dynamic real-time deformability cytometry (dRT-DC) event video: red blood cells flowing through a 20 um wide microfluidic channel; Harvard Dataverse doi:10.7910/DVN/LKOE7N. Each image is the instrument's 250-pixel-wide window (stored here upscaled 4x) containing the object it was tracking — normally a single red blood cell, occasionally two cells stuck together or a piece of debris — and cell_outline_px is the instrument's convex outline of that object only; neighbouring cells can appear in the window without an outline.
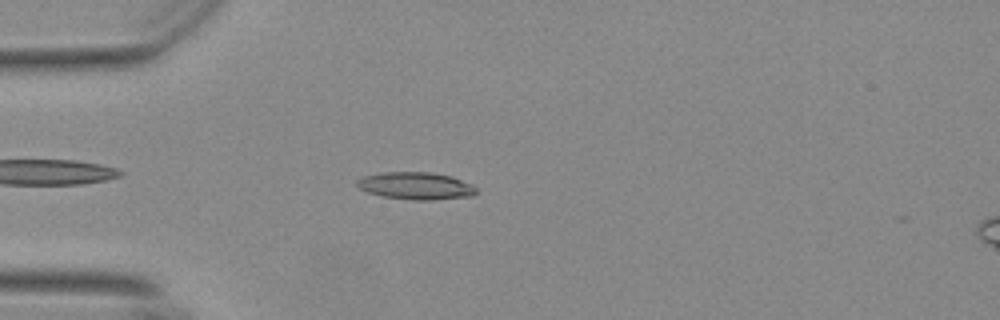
{"species": "Egyptian fruit bat (a non-hibernating species)", "species_latin": "Rousettus aegyptiacus", "temperature_condition": "warm", "stored_images_in_passage": 41, "camera_frame_rate_fps": 3000, "um_per_image_px": 0.085, "animal": {"sex": "female"}, "frame": {"image": 1, "passage_image": 1, "time_ms": 0.0, "image_size_px": [1000, 320], "cell_outline_px": [[476, 192], [472, 196], [432, 200], [416, 200], [384, 196], [368, 192], [360, 188], [356, 184], [356, 180], [364, 176], [384, 172], [428, 172], [452, 176], [472, 184], [476, 188]], "centroid_in_image_um": [35.37, 15.79], "position_along_channel_um": 49.6, "area_um2": 18.84}}
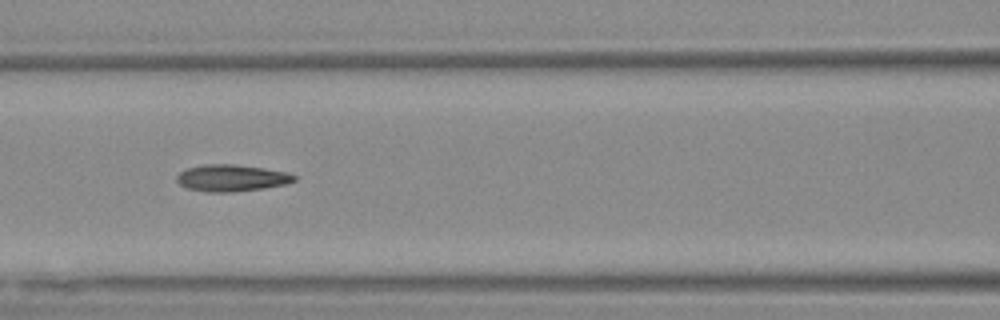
{"frame": {"image": 2, "passage_image": 10, "time_ms": 3.0, "image_size_px": [1000, 320], "cell_outline_px": [[296, 180], [284, 184], [264, 188], [232, 192], [208, 192], [188, 188], [180, 184], [176, 180], [176, 176], [180, 172], [188, 168], [204, 164], [232, 164], [264, 168], [284, 172], [296, 176]], "centroid_in_image_um": [19.65, 15.13], "position_along_channel_um": 146.9, "area_um2": 18.09}}
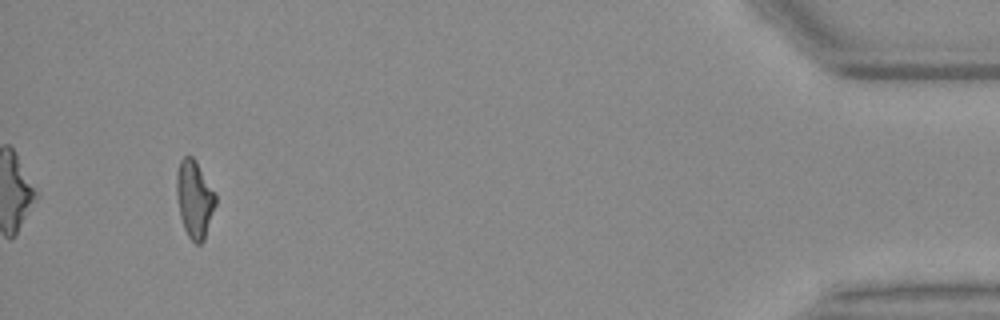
{"frame": {"image": 3, "passage_image": 38, "time_ms": 12.333, "image_size_px": [1000, 320], "cell_outline_px": [[216, 204], [204, 240], [200, 244], [196, 244], [188, 236], [184, 228], [180, 216], [176, 196], [176, 172], [180, 160], [184, 156], [192, 156], [196, 160], [216, 192]], "centroid_in_image_um": [16.53, 16.89], "position_along_channel_um": 418.7, "area_um2": 17.86}, "authors_computed_cell_mechanics": {"area_um2": 17.6868, "velocity_mm_per_s": 3.6934, "shape_relaxation_time_tau1_ms": null, "shape_relaxation_time_tau2_ms": 2.9455, "deformation_change_tau1": null, "deformation_change_tau2": 0.1239}}